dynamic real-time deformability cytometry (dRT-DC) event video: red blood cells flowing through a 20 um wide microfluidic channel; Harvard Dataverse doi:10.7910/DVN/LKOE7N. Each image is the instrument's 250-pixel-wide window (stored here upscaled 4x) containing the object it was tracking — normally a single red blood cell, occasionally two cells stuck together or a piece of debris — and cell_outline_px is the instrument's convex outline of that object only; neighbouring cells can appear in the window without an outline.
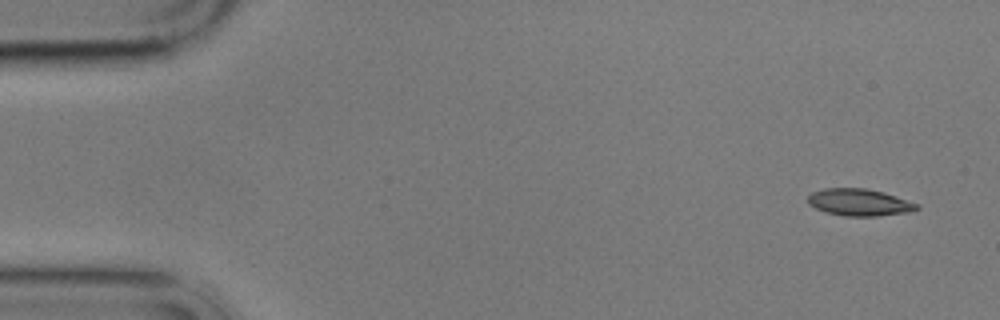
{"species": "common noctule bat (a hibernating species)", "species_latin": "Nyctalus noctula", "temperature_condition": "cold", "stored_images_in_passage": 10, "camera_frame_rate_fps": 3000, "um_per_image_px": 0.085, "animal": {"sex": "male", "body_mass_g": 17.9}, "frame": {"image": 1, "passage_image": 1, "time_ms": 0.0, "image_size_px": [1000, 320], "cell_outline_px": [[920, 208], [912, 212], [876, 216], [844, 216], [828, 212], [816, 208], [808, 204], [808, 196], [812, 192], [824, 188], [864, 188], [896, 196], [920, 204]], "centroid_in_image_um": [73.07, 17.2], "position_along_channel_um": 11.9, "area_um2": 17.11}}
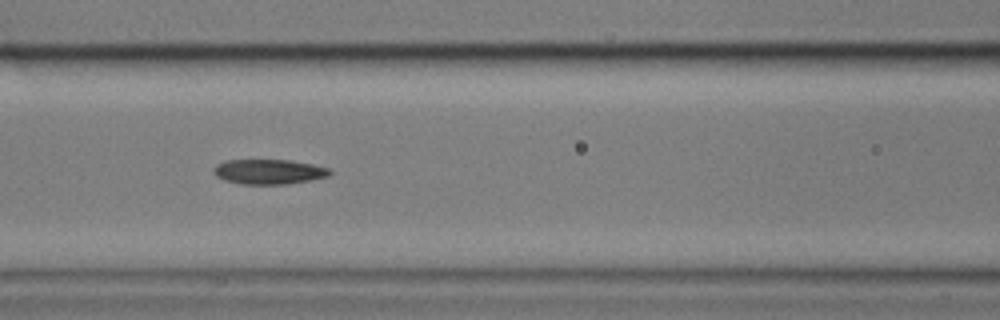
{"frame": {"image": 2, "passage_image": 7, "time_ms": 7.0, "image_size_px": [1000, 320], "cell_outline_px": [[332, 172], [328, 176], [312, 180], [288, 184], [240, 184], [224, 180], [216, 176], [212, 172], [212, 168], [216, 164], [224, 160], [292, 160], [312, 164], [328, 168]], "centroid_in_image_um": [22.82, 14.59], "position_along_channel_um": 143.8, "area_um2": 17.05}}
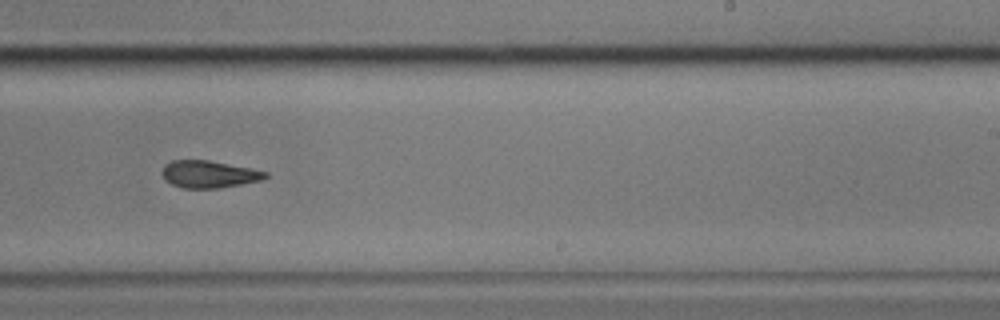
{"frame": {"image": 3, "passage_image": 10, "time_ms": 10.667, "image_size_px": [1000, 320], "cell_outline_px": [[268, 176], [260, 180], [220, 188], [184, 188], [172, 184], [164, 180], [160, 172], [164, 164], [172, 160], [208, 160], [268, 172]], "centroid_in_image_um": [17.68, 14.8], "position_along_channel_um": 271.3, "area_um2": 16.3}}